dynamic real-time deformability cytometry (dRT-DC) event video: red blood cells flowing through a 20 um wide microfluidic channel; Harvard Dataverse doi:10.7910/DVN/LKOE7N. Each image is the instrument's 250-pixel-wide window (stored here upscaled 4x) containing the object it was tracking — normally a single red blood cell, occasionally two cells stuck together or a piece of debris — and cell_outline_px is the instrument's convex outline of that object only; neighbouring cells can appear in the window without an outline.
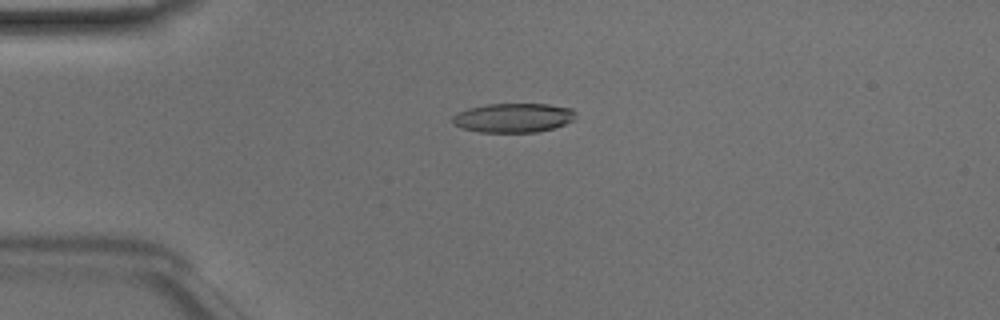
{"species": "Egyptian fruit bat (a non-hibernating species)", "species_latin": "Rousettus aegyptiacus", "temperature_condition": "room temperature", "stored_images_in_passage": 45, "camera_frame_rate_fps": 3000, "um_per_image_px": 0.085, "animal": {"sex": "male"}, "frame": {"image": 1, "passage_image": 8, "time_ms": 2.333, "image_size_px": [1000, 320], "cell_outline_px": [[576, 120], [552, 128], [536, 132], [480, 132], [460, 128], [452, 124], [452, 116], [456, 112], [468, 108], [488, 104], [548, 104], [572, 108], [576, 112]], "centroid_in_image_um": [43.62, 10.01], "position_along_channel_um": 41.4, "area_um2": 21.21}}
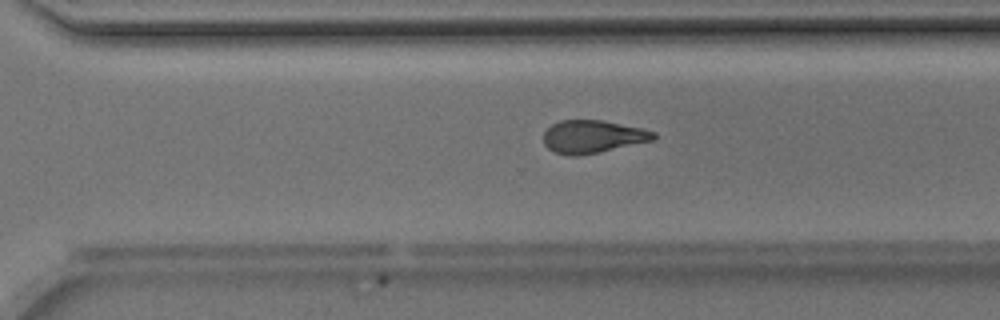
{"frame": {"image": 2, "passage_image": 30, "time_ms": 9.667, "image_size_px": [1000, 320], "cell_outline_px": [[656, 136], [652, 140], [596, 152], [576, 156], [568, 156], [556, 152], [548, 148], [544, 144], [544, 132], [552, 124], [560, 120], [600, 120], [640, 128], [656, 132]], "centroid_in_image_um": [50.33, 11.6], "position_along_channel_um": 320.3, "area_um2": 20.58}}
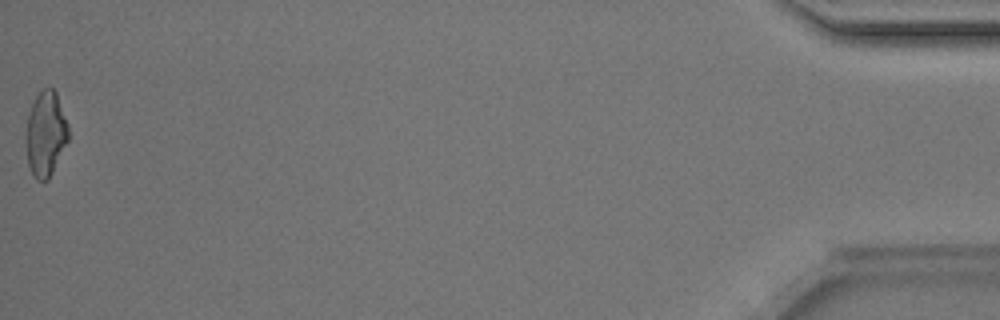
{"frame": {"image": 3, "passage_image": 45, "time_ms": 14.667, "image_size_px": [1000, 320], "cell_outline_px": [[68, 140], [48, 180], [36, 180], [28, 164], [24, 140], [24, 136], [28, 112], [36, 96], [44, 88], [52, 88], [56, 92], [68, 124]], "centroid_in_image_um": [3.85, 11.37], "position_along_channel_um": 431.4, "area_um2": 21.1}, "authors_computed_cell_mechanics": {"area_um2": 21.4438, "velocity_mm_per_s": 4.1706, "shape_relaxation_time_tau1_ms": 5.9303, "shape_relaxation_time_tau2_ms": 3.1437, "deformation_change_tau1": 0.1812, "deformation_change_tau2": 0.1161}}